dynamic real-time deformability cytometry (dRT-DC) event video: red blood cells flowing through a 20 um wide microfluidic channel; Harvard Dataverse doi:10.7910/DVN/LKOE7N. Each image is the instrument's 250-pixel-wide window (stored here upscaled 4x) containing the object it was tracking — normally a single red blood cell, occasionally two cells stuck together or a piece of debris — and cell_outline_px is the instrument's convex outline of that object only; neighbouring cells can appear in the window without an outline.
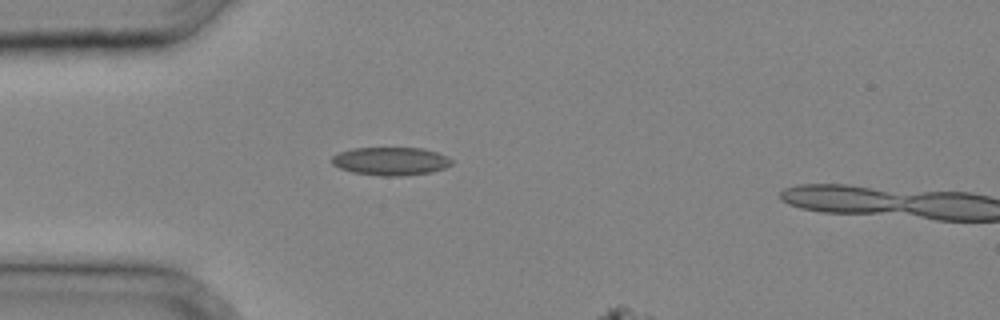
{"species": "common noctule bat (a hibernating species)", "species_latin": "Nyctalus noctula", "temperature_condition": "cold", "stored_images_in_passage": 4, "camera_frame_rate_fps": 3000, "um_per_image_px": 0.085, "animal": {"sex": "male", "body_mass_g": 20.4}, "frame": {"image": 1, "passage_image": 1, "time_ms": 0.0, "image_size_px": [1000, 320], "cell_outline_px": [[452, 164], [444, 168], [432, 172], [404, 176], [380, 176], [352, 172], [340, 168], [332, 164], [332, 156], [340, 152], [352, 148], [424, 148], [436, 152], [452, 160]], "centroid_in_image_um": [33.2, 13.71], "position_along_channel_um": 51.8, "area_um2": 19.65}}